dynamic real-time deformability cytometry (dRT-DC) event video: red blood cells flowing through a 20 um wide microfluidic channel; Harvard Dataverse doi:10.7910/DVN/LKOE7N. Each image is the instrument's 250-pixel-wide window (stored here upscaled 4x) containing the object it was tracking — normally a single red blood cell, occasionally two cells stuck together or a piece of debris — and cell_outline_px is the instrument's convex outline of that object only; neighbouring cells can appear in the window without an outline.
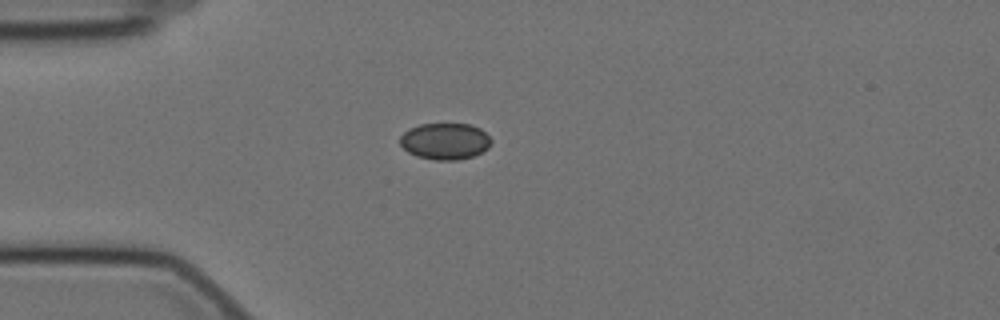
{"species": "Egyptian fruit bat (a non-hibernating species)", "species_latin": "Rousettus aegyptiacus", "temperature_condition": "cold", "stored_images_in_passage": 15, "camera_frame_rate_fps": 3000, "um_per_image_px": 0.085, "animal": {"sex": "female"}, "frame": {"image": 1, "passage_image": 1, "time_ms": 0.0, "image_size_px": [1000, 320], "cell_outline_px": [[492, 140], [488, 148], [472, 156], [456, 160], [436, 160], [416, 156], [408, 152], [400, 144], [400, 136], [404, 132], [420, 124], [472, 124], [480, 128]], "centroid_in_image_um": [37.82, 12.0], "position_along_channel_um": 47.2, "area_um2": 19.25}}
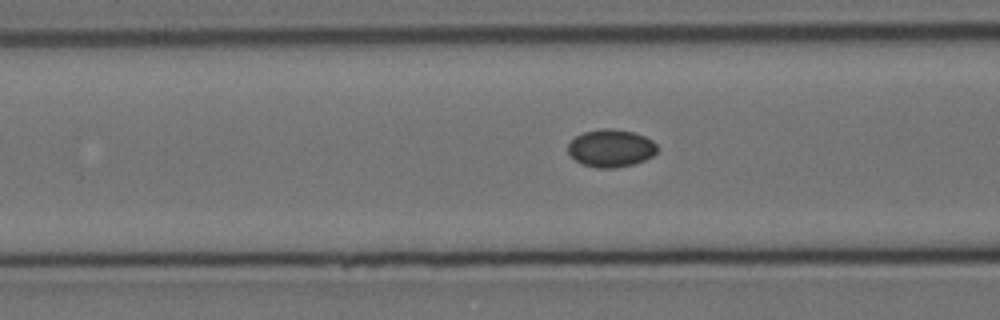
{"frame": {"image": 2, "passage_image": 8, "time_ms": 2.333, "image_size_px": [1000, 320], "cell_outline_px": [[660, 148], [652, 156], [644, 160], [632, 164], [616, 168], [596, 168], [580, 164], [568, 152], [568, 144], [576, 136], [584, 132], [600, 128], [612, 128], [632, 132], [644, 136], [652, 140]], "centroid_in_image_um": [51.93, 12.6], "position_along_channel_um": 114.7, "area_um2": 19.65}}
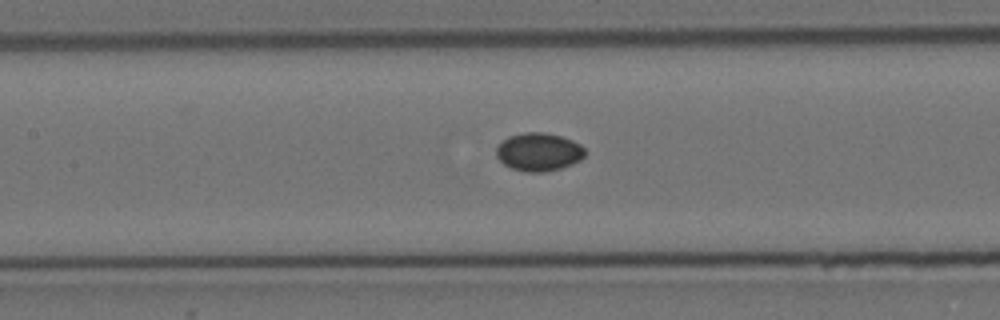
{"frame": {"image": 3, "passage_image": 12, "time_ms": 3.667, "image_size_px": [1000, 320], "cell_outline_px": [[584, 156], [580, 160], [572, 164], [548, 172], [524, 172], [512, 168], [504, 164], [496, 156], [496, 148], [508, 136], [524, 132], [544, 132], [560, 136], [572, 140], [580, 144], [584, 148]], "centroid_in_image_um": [45.79, 12.92], "position_along_channel_um": 161.6, "area_um2": 19.71}}